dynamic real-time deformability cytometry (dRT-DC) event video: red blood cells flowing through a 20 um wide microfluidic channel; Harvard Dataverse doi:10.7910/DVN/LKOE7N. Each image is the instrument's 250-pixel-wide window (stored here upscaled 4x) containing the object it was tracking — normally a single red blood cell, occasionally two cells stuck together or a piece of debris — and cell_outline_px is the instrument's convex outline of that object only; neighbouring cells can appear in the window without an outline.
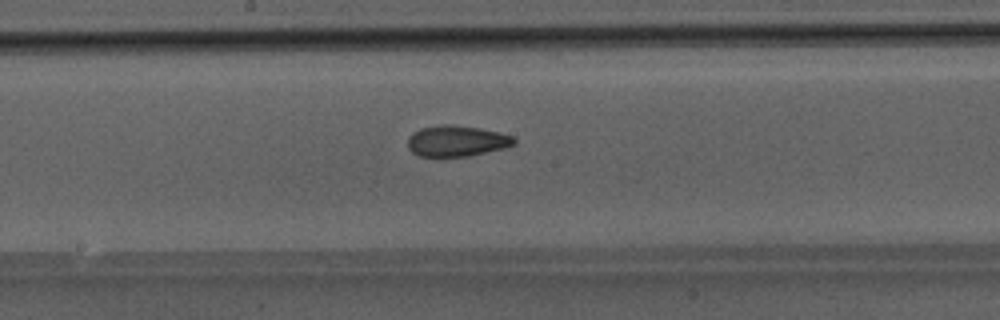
{"species": "Egyptian fruit bat (a non-hibernating species)", "species_latin": "Rousettus aegyptiacus", "temperature_condition": "room temperature", "stored_images_in_passage": 31, "camera_frame_rate_fps": 3000, "um_per_image_px": 0.085, "animal": {"sex": "male"}, "frame": {"image": 1, "passage_image": 14, "time_ms": 4.333, "image_size_px": [1000, 320], "cell_outline_px": [[516, 144], [504, 148], [468, 156], [420, 156], [412, 152], [408, 148], [408, 136], [412, 132], [420, 128], [440, 124], [452, 124], [480, 128], [500, 132], [512, 136], [516, 140]], "centroid_in_image_um": [38.81, 11.97], "position_along_channel_um": 209.4, "area_um2": 19.31}}
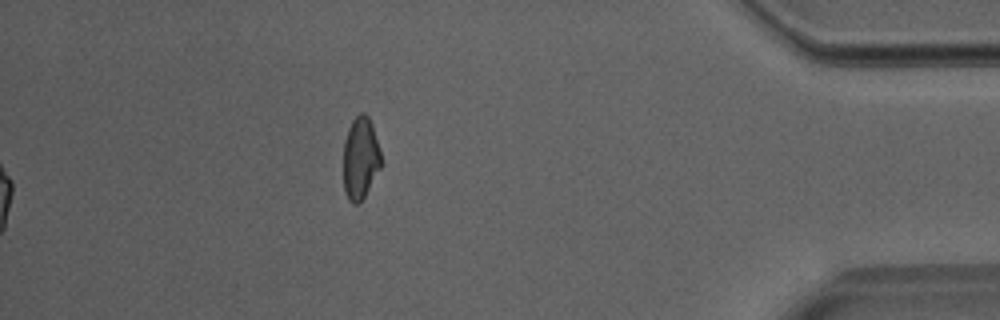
{"frame": {"image": 2, "passage_image": 31, "time_ms": 10.0, "image_size_px": [1000, 320], "cell_outline_px": [[384, 164], [364, 196], [356, 204], [352, 204], [348, 200], [344, 192], [344, 140], [348, 128], [352, 120], [360, 112], [364, 112], [368, 116], [372, 124]], "centroid_in_image_um": [30.65, 13.44], "position_along_channel_um": 404.5, "area_um2": 18.32}}